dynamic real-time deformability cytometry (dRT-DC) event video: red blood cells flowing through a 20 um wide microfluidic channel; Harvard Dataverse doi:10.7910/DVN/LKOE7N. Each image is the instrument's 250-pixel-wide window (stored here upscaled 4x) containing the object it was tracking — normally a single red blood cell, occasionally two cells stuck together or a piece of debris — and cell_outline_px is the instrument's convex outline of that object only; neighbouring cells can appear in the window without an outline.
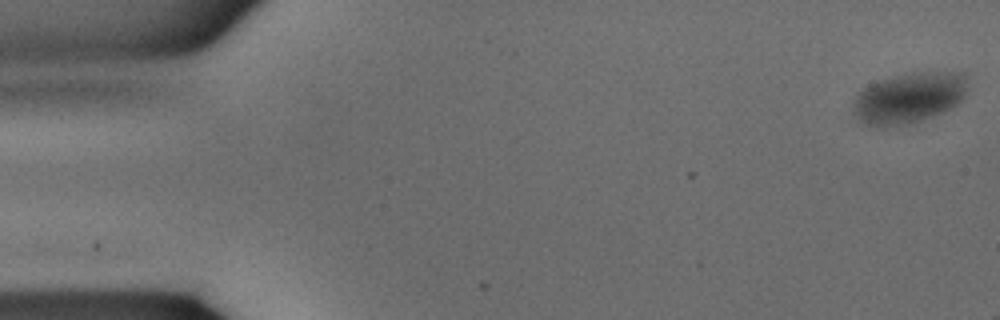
{"species": "common noctule bat (a hibernating species)", "species_latin": "Nyctalus noctula", "temperature_condition": "warm", "stored_images_in_passage": 6, "camera_frame_rate_fps": 3000, "um_per_image_px": 0.085, "animal": {"sex": "male", "body_mass_g": 15.6}, "frame": {"image": 1, "passage_image": 1, "time_ms": 0.0, "image_size_px": [1000, 320], "cell_outline_px": [[968, 84], [964, 96], [956, 104], [944, 112], [920, 120], [888, 128], [876, 128], [860, 124], [852, 112], [852, 104], [856, 96], [864, 88], [880, 80], [912, 72], [956, 72], [964, 76]], "centroid_in_image_um": [77.19, 8.36], "position_along_channel_um": 7.8, "area_um2": 34.04}}